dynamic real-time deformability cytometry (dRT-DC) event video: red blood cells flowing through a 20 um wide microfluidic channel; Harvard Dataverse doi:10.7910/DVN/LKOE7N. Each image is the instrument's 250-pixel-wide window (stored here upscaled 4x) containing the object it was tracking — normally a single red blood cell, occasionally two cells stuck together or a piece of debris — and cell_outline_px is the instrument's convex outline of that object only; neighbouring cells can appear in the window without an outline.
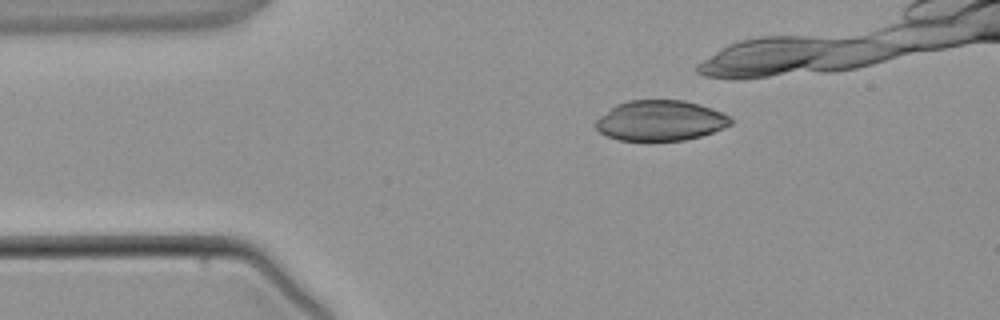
{"species": "common noctule bat (a hibernating species)", "species_latin": "Nyctalus noctula", "temperature_condition": "warm", "stored_images_in_passage": 2, "camera_frame_rate_fps": 3000, "um_per_image_px": 0.085, "animal": {"sex": "male", "body_mass_g": 21.5, "forearm_length_mm": 52.0}, "frame": {"image": 1, "passage_image": 2, "time_ms": 1.0, "image_size_px": [1000, 320], "cell_outline_px": [[732, 124], [712, 132], [700, 136], [684, 140], [620, 140], [608, 136], [600, 132], [596, 128], [596, 120], [600, 116], [616, 104], [628, 100], [684, 100], [700, 104], [712, 108], [732, 116]], "centroid_in_image_um": [56.16, 10.23], "position_along_channel_um": 28.8, "area_um2": 31.67}}